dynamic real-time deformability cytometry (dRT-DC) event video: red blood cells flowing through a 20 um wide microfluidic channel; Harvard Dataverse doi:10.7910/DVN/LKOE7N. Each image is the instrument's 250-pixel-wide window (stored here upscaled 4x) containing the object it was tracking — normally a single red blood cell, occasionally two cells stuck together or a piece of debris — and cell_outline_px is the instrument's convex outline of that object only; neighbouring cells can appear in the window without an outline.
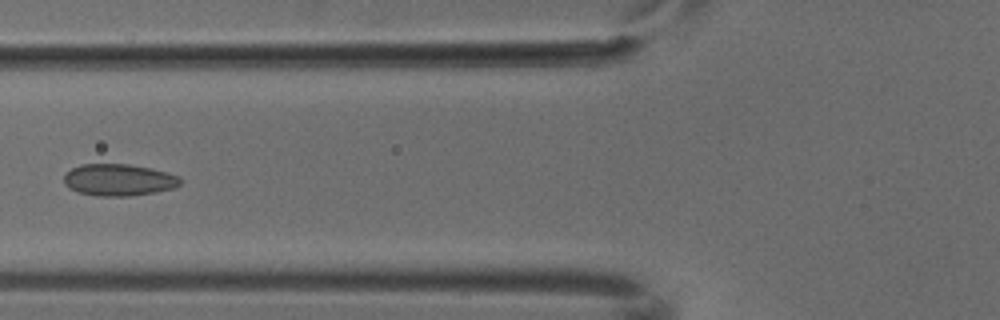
{"species": "common noctule bat (a hibernating species)", "species_latin": "Nyctalus noctula", "temperature_condition": "cold", "stored_images_in_passage": 6, "camera_frame_rate_fps": 3000, "um_per_image_px": 0.085, "animal": {"sex": "male", "body_mass_g": 18.8}, "frame": {"image": 1, "passage_image": 5, "time_ms": 1.333, "image_size_px": [1000, 320], "cell_outline_px": [[180, 184], [172, 188], [156, 192], [128, 196], [96, 196], [80, 192], [68, 188], [64, 184], [64, 176], [72, 168], [80, 164], [128, 164], [152, 168], [180, 176]], "centroid_in_image_um": [10.08, 15.29], "position_along_channel_um": 115.7, "area_um2": 21.56}}
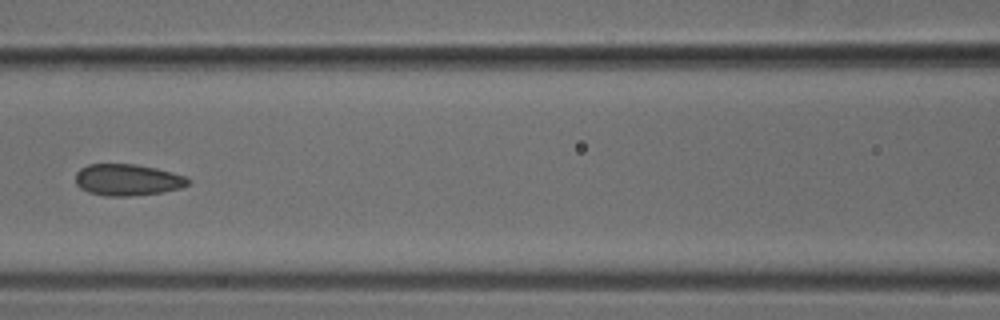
{"frame": {"image": 2, "passage_image": 6, "time_ms": 1.667, "image_size_px": [1000, 320], "cell_outline_px": [[192, 180], [188, 184], [180, 188], [160, 192], [132, 196], [104, 196], [88, 192], [80, 188], [76, 184], [76, 172], [80, 168], [88, 164], [136, 164], [156, 168], [188, 176]], "centroid_in_image_um": [10.84, 15.28], "position_along_channel_um": 155.8, "area_um2": 20.87}}